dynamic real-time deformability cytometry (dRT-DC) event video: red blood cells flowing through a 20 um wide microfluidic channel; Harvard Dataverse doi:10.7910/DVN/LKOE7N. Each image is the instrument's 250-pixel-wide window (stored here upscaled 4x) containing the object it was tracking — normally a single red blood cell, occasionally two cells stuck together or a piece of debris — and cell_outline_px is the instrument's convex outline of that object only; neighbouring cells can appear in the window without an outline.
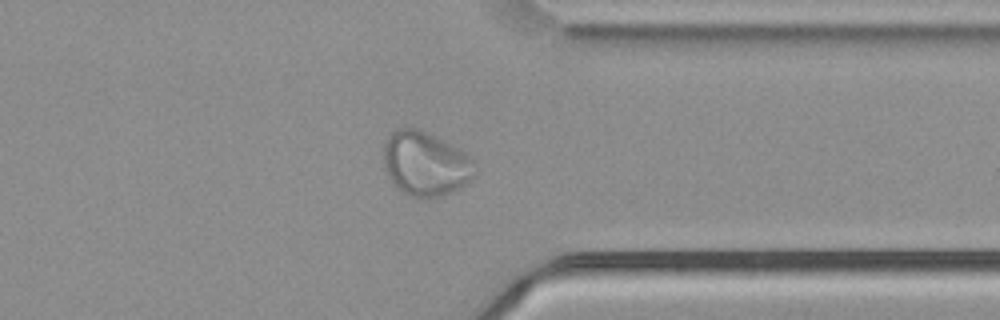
{"species": "common noctule bat (a hibernating species)", "species_latin": "Nyctalus noctula", "temperature_condition": "cold", "stored_images_in_passage": 48, "camera_frame_rate_fps": 3000, "um_per_image_px": 0.085, "animal": {"sex": "male", "body_mass_g": 21.5, "forearm_length_mm": 52.0}, "frame": {"image": 1, "passage_image": 36, "time_ms": 11.667, "image_size_px": [1000, 320], "cell_outline_px": [[476, 176], [468, 184], [452, 192], [432, 200], [408, 196], [400, 192], [392, 184], [384, 168], [384, 144], [388, 136], [396, 128], [420, 128], [444, 140], [472, 156], [476, 164]], "centroid_in_image_um": [36.2, 13.95], "position_along_channel_um": 375.2, "area_um2": 35.37}}
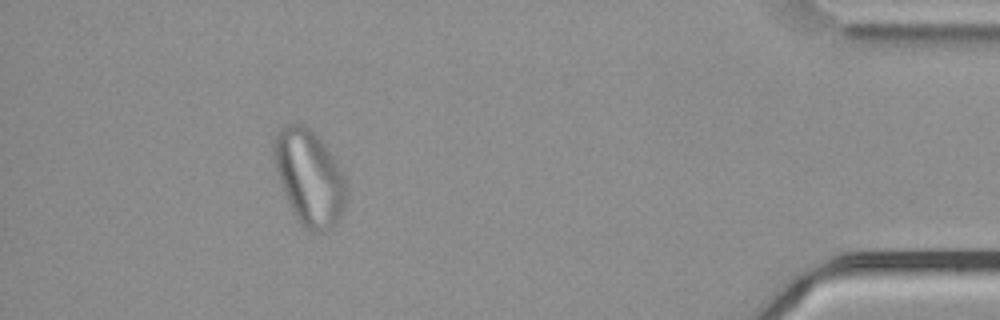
{"frame": {"image": 2, "passage_image": 43, "time_ms": 14.0, "image_size_px": [1000, 320], "cell_outline_px": [[348, 196], [344, 208], [336, 224], [332, 228], [324, 232], [312, 232], [304, 228], [300, 224], [284, 192], [276, 168], [276, 132], [284, 124], [300, 124], [308, 128], [324, 144], [332, 156], [348, 188]], "centroid_in_image_um": [26.33, 15.14], "position_along_channel_um": 408.9, "area_um2": 39.25}}